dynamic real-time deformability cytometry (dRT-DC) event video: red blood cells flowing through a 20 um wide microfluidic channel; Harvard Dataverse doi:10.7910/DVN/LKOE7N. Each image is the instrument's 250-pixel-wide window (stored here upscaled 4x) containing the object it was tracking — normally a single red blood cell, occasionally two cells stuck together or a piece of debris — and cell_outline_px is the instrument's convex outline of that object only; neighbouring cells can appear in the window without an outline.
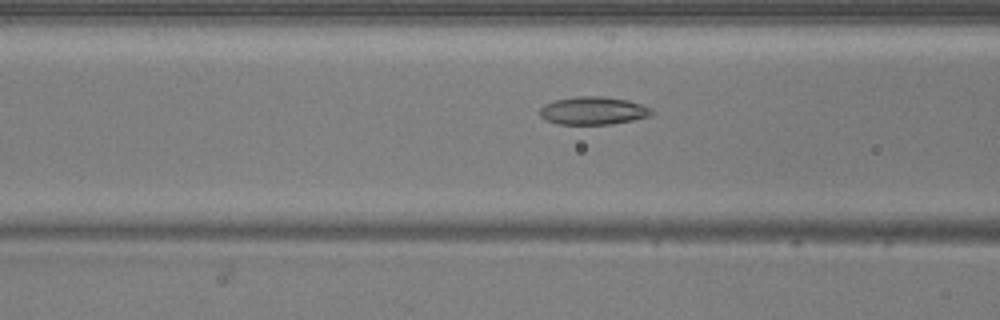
{"species": "common noctule bat (a hibernating species)", "species_latin": "Nyctalus noctula", "temperature_condition": "warm", "stored_images_in_passage": 41, "camera_frame_rate_fps": 3000, "um_per_image_px": 0.085, "animal": {"sex": "male", "body_mass_g": 20.5, "forearm_length_mm": 52.5}, "frame": {"image": 1, "passage_image": 11, "time_ms": 3.333, "image_size_px": [1000, 320], "cell_outline_px": [[652, 116], [612, 124], [556, 124], [544, 120], [540, 116], [540, 108], [544, 104], [556, 100], [576, 96], [604, 96], [628, 100], [652, 108]], "centroid_in_image_um": [50.41, 9.41], "position_along_channel_um": 116.2, "area_um2": 18.32}}
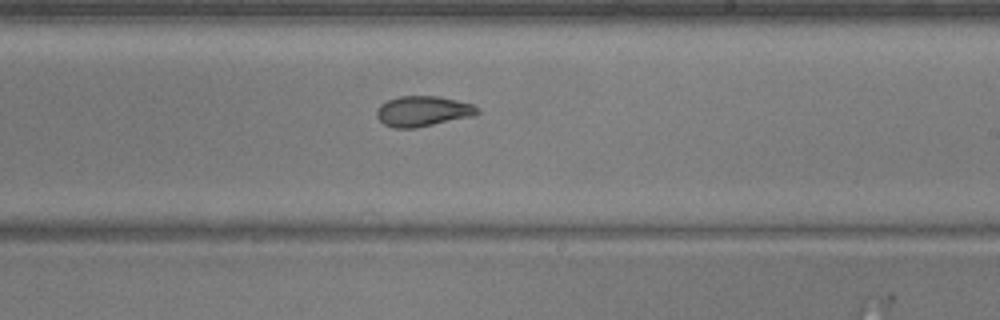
{"frame": {"image": 2, "passage_image": 21, "time_ms": 6.667, "image_size_px": [1000, 320], "cell_outline_px": [[480, 112], [476, 116], [416, 128], [392, 128], [384, 124], [376, 116], [376, 108], [380, 104], [388, 100], [400, 96], [440, 96], [472, 104], [480, 108]], "centroid_in_image_um": [35.97, 9.46], "position_along_channel_um": 253.0, "area_um2": 18.15}}
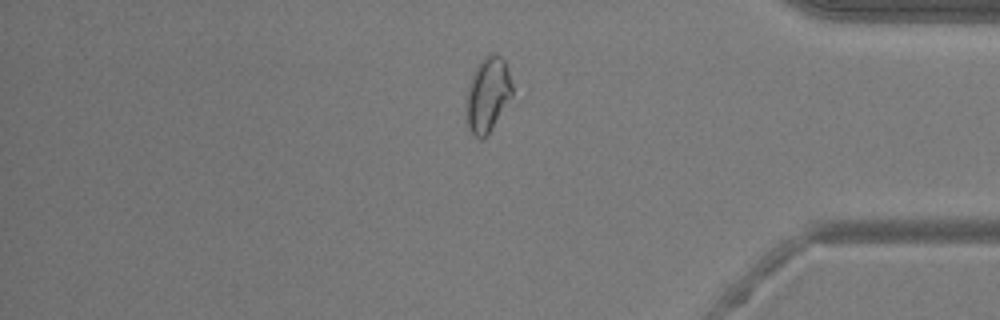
{"frame": {"image": 3, "passage_image": 33, "time_ms": 10.667, "image_size_px": [1000, 320], "cell_outline_px": [[512, 96], [492, 128], [484, 140], [480, 140], [468, 128], [468, 88], [472, 76], [480, 60], [488, 52], [496, 52], [504, 60], [512, 84]], "centroid_in_image_um": [41.48, 8.01], "position_along_channel_um": 393.7, "area_um2": 19.65}, "authors_computed_cell_mechanics": {"area_um2": 18.496, "velocity_mm_per_s": 4.1124, "shape_relaxation_time_tau1_ms": 7.3153, "shape_relaxation_time_tau2_ms": 2.818, "deformation_change_tau1": 0.1424, "deformation_change_tau2": 0.086}}